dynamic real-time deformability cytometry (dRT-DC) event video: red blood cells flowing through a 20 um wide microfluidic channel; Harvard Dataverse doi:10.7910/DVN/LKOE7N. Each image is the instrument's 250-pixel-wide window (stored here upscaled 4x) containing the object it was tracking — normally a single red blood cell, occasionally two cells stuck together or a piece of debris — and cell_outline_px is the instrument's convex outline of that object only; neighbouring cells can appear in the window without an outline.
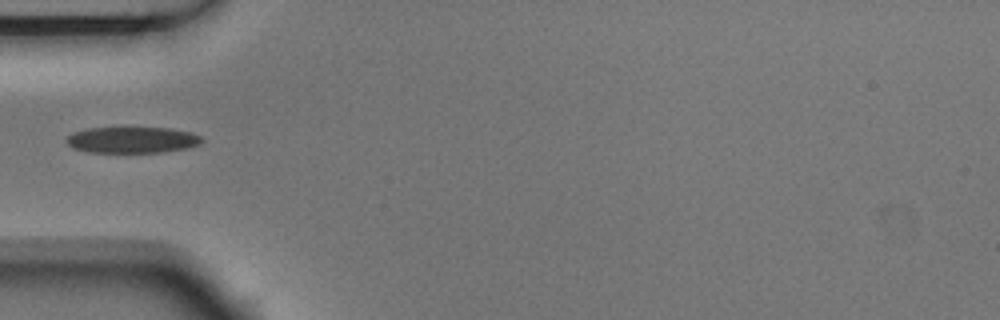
{"species": "Egyptian fruit bat (a non-hibernating species)", "species_latin": "Rousettus aegyptiacus", "temperature_condition": "room temperature", "stored_images_in_passage": 4, "camera_frame_rate_fps": 3000, "um_per_image_px": 0.085, "animal": {"sex": "male"}, "frame": {"image": 1, "passage_image": 4, "time_ms": 1.0, "image_size_px": [1000, 320], "cell_outline_px": [[204, 140], [200, 144], [188, 148], [160, 152], [88, 152], [72, 148], [64, 140], [72, 132], [88, 128], [168, 128], [188, 132], [200, 136]], "centroid_in_image_um": [11.2, 11.89], "position_along_channel_um": 73.8, "area_um2": 20.58}}